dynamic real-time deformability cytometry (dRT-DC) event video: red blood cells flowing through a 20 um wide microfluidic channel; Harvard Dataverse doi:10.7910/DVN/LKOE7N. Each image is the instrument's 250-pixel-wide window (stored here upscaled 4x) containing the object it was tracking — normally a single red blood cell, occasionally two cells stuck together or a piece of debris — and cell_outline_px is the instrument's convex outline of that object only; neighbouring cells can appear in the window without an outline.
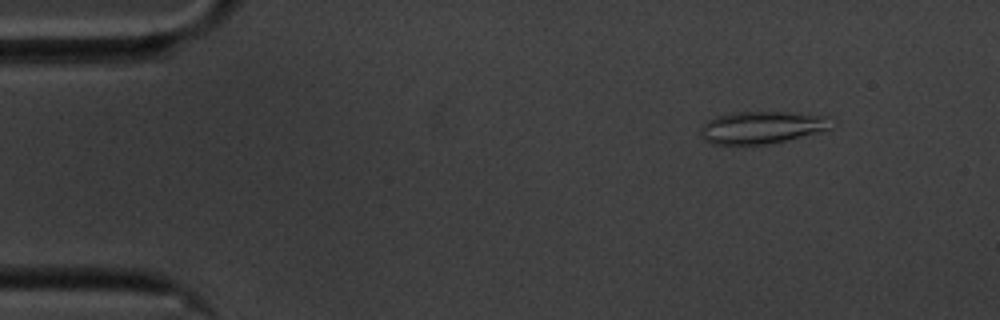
{"species": "common noctule bat (a hibernating species)", "species_latin": "Nyctalus noctula", "temperature_condition": "cold", "stored_images_in_passage": 56, "camera_frame_rate_fps": 3000, "um_per_image_px": 0.085, "animal": {"sex": "male", "body_mass_g": 20.1, "forearm_length_mm": 53.5}, "frame": {"image": 1, "passage_image": 6, "time_ms": 1.667, "image_size_px": [1000, 320], "cell_outline_px": [[836, 124], [832, 128], [820, 132], [768, 144], [712, 144], [704, 140], [700, 136], [700, 128], [708, 120], [716, 116], [732, 112], [788, 112], [828, 116]], "centroid_in_image_um": [64.78, 10.82], "position_along_channel_um": 20.2, "area_um2": 24.85}}
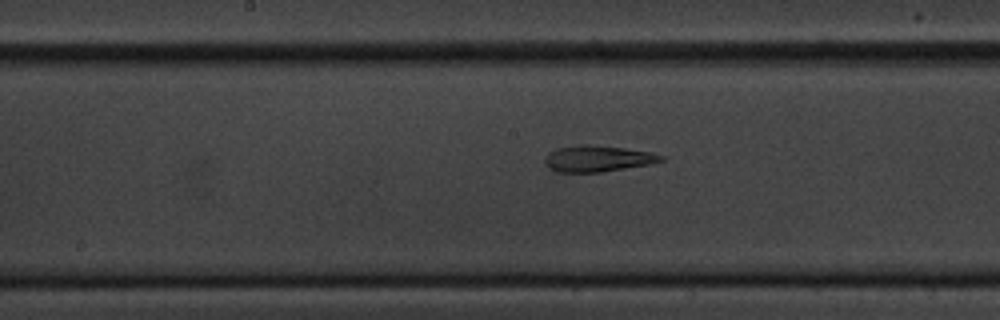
{"frame": {"image": 2, "passage_image": 28, "time_ms": 9.0, "image_size_px": [1000, 320], "cell_outline_px": [[664, 160], [652, 164], [600, 172], [556, 172], [548, 168], [544, 164], [544, 156], [548, 152], [556, 148], [580, 144], [592, 144], [624, 148], [652, 152], [664, 156]], "centroid_in_image_um": [50.76, 13.47], "position_along_channel_um": 197.4, "area_um2": 18.09}}
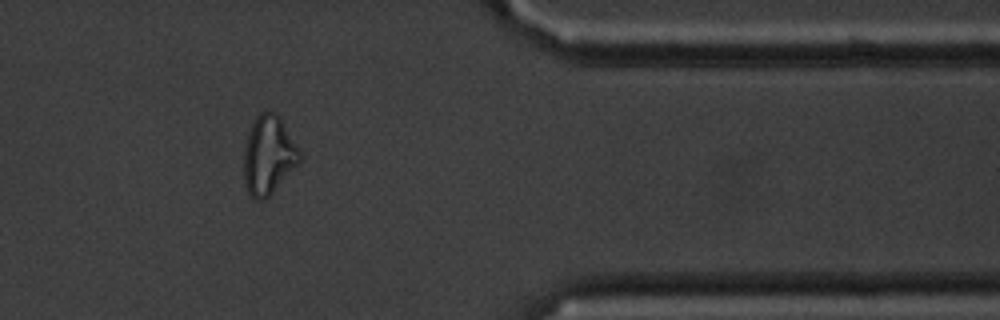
{"frame": {"image": 3, "passage_image": 46, "time_ms": 15.0, "image_size_px": [1000, 320], "cell_outline_px": [[304, 156], [272, 192], [264, 200], [256, 200], [248, 192], [244, 180], [244, 148], [248, 132], [256, 116], [260, 112], [276, 112], [280, 116]], "centroid_in_image_um": [22.83, 13.15], "position_along_channel_um": 388.6, "area_um2": 25.49}, "authors_computed_cell_mechanics": {"area_um2": 21.7617, "velocity_mm_per_s": 3.5101, "shape_relaxation_time_tau1_ms": null, "shape_relaxation_time_tau2_ms": 3.8278, "deformation_change_tau1": null, "deformation_change_tau2": 0.1411}}